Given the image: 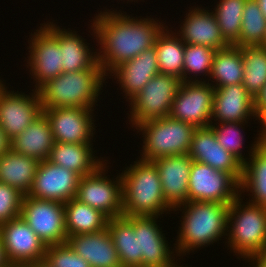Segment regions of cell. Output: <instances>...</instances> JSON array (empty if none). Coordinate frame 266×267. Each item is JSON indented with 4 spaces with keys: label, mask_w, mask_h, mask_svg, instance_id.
I'll use <instances>...</instances> for the list:
<instances>
[{
    "label": "cell",
    "mask_w": 266,
    "mask_h": 267,
    "mask_svg": "<svg viewBox=\"0 0 266 267\" xmlns=\"http://www.w3.org/2000/svg\"><path fill=\"white\" fill-rule=\"evenodd\" d=\"M126 14L106 9L94 16L90 26L101 45L97 62L107 76L120 64L154 46L157 36L167 27L153 18L135 19Z\"/></svg>",
    "instance_id": "6da1fadb"
},
{
    "label": "cell",
    "mask_w": 266,
    "mask_h": 267,
    "mask_svg": "<svg viewBox=\"0 0 266 267\" xmlns=\"http://www.w3.org/2000/svg\"><path fill=\"white\" fill-rule=\"evenodd\" d=\"M229 205L218 202L188 201L175 208L174 211L183 210L184 214L181 216L183 221L181 220V227L175 241L177 243L174 244L175 249L173 248L176 255H185L195 248L213 244L227 235Z\"/></svg>",
    "instance_id": "7a4b0ae2"
},
{
    "label": "cell",
    "mask_w": 266,
    "mask_h": 267,
    "mask_svg": "<svg viewBox=\"0 0 266 267\" xmlns=\"http://www.w3.org/2000/svg\"><path fill=\"white\" fill-rule=\"evenodd\" d=\"M107 76L97 62L91 69L61 73L41 85L37 91L42 109L51 108H89L93 105L102 90Z\"/></svg>",
    "instance_id": "3957f363"
},
{
    "label": "cell",
    "mask_w": 266,
    "mask_h": 267,
    "mask_svg": "<svg viewBox=\"0 0 266 267\" xmlns=\"http://www.w3.org/2000/svg\"><path fill=\"white\" fill-rule=\"evenodd\" d=\"M120 174L123 216L158 217L173 211L167 205L157 167L139 159Z\"/></svg>",
    "instance_id": "277c9868"
},
{
    "label": "cell",
    "mask_w": 266,
    "mask_h": 267,
    "mask_svg": "<svg viewBox=\"0 0 266 267\" xmlns=\"http://www.w3.org/2000/svg\"><path fill=\"white\" fill-rule=\"evenodd\" d=\"M240 197L241 194L229 205L226 243L234 255L246 259L266 252V207L242 204Z\"/></svg>",
    "instance_id": "5b68a950"
},
{
    "label": "cell",
    "mask_w": 266,
    "mask_h": 267,
    "mask_svg": "<svg viewBox=\"0 0 266 267\" xmlns=\"http://www.w3.org/2000/svg\"><path fill=\"white\" fill-rule=\"evenodd\" d=\"M144 137L141 159L153 161L171 155L188 154L195 127L166 116L135 127Z\"/></svg>",
    "instance_id": "8992f818"
},
{
    "label": "cell",
    "mask_w": 266,
    "mask_h": 267,
    "mask_svg": "<svg viewBox=\"0 0 266 267\" xmlns=\"http://www.w3.org/2000/svg\"><path fill=\"white\" fill-rule=\"evenodd\" d=\"M182 80L174 75L158 73L133 97L129 122L136 127L149 120L169 116L174 97Z\"/></svg>",
    "instance_id": "52a82bcc"
},
{
    "label": "cell",
    "mask_w": 266,
    "mask_h": 267,
    "mask_svg": "<svg viewBox=\"0 0 266 267\" xmlns=\"http://www.w3.org/2000/svg\"><path fill=\"white\" fill-rule=\"evenodd\" d=\"M20 216L46 246L66 243L64 203L24 195Z\"/></svg>",
    "instance_id": "ba28073f"
},
{
    "label": "cell",
    "mask_w": 266,
    "mask_h": 267,
    "mask_svg": "<svg viewBox=\"0 0 266 267\" xmlns=\"http://www.w3.org/2000/svg\"><path fill=\"white\" fill-rule=\"evenodd\" d=\"M188 191L189 201L231 204L240 195V183L227 172L193 161Z\"/></svg>",
    "instance_id": "9c48e42d"
},
{
    "label": "cell",
    "mask_w": 266,
    "mask_h": 267,
    "mask_svg": "<svg viewBox=\"0 0 266 267\" xmlns=\"http://www.w3.org/2000/svg\"><path fill=\"white\" fill-rule=\"evenodd\" d=\"M36 30L30 40L28 65L35 81V90L51 78L63 73L61 48L58 42V26L45 23Z\"/></svg>",
    "instance_id": "30bf717a"
},
{
    "label": "cell",
    "mask_w": 266,
    "mask_h": 267,
    "mask_svg": "<svg viewBox=\"0 0 266 267\" xmlns=\"http://www.w3.org/2000/svg\"><path fill=\"white\" fill-rule=\"evenodd\" d=\"M105 166L102 164L93 173L80 178L75 198L112 219L123 216L122 177L107 178Z\"/></svg>",
    "instance_id": "8fae6325"
},
{
    "label": "cell",
    "mask_w": 266,
    "mask_h": 267,
    "mask_svg": "<svg viewBox=\"0 0 266 267\" xmlns=\"http://www.w3.org/2000/svg\"><path fill=\"white\" fill-rule=\"evenodd\" d=\"M213 101L214 87L209 81H182L169 116L195 128L209 127Z\"/></svg>",
    "instance_id": "7c38bea8"
},
{
    "label": "cell",
    "mask_w": 266,
    "mask_h": 267,
    "mask_svg": "<svg viewBox=\"0 0 266 267\" xmlns=\"http://www.w3.org/2000/svg\"><path fill=\"white\" fill-rule=\"evenodd\" d=\"M0 236L11 267H24L45 258L47 246L21 216L1 224Z\"/></svg>",
    "instance_id": "4fadbf2b"
},
{
    "label": "cell",
    "mask_w": 266,
    "mask_h": 267,
    "mask_svg": "<svg viewBox=\"0 0 266 267\" xmlns=\"http://www.w3.org/2000/svg\"><path fill=\"white\" fill-rule=\"evenodd\" d=\"M0 88V127L12 140L43 112L37 90L30 95ZM25 94V95H24Z\"/></svg>",
    "instance_id": "5bb4252c"
},
{
    "label": "cell",
    "mask_w": 266,
    "mask_h": 267,
    "mask_svg": "<svg viewBox=\"0 0 266 267\" xmlns=\"http://www.w3.org/2000/svg\"><path fill=\"white\" fill-rule=\"evenodd\" d=\"M94 110L78 107L43 109L49 120L54 142L91 144L95 133L94 118L91 115Z\"/></svg>",
    "instance_id": "9a60e30c"
},
{
    "label": "cell",
    "mask_w": 266,
    "mask_h": 267,
    "mask_svg": "<svg viewBox=\"0 0 266 267\" xmlns=\"http://www.w3.org/2000/svg\"><path fill=\"white\" fill-rule=\"evenodd\" d=\"M81 176L48 160L39 162L28 196L66 203L76 197Z\"/></svg>",
    "instance_id": "2e32d148"
},
{
    "label": "cell",
    "mask_w": 266,
    "mask_h": 267,
    "mask_svg": "<svg viewBox=\"0 0 266 267\" xmlns=\"http://www.w3.org/2000/svg\"><path fill=\"white\" fill-rule=\"evenodd\" d=\"M188 155L193 161L231 174L241 183L243 164L218 143L211 126L195 129Z\"/></svg>",
    "instance_id": "e0dca14e"
},
{
    "label": "cell",
    "mask_w": 266,
    "mask_h": 267,
    "mask_svg": "<svg viewBox=\"0 0 266 267\" xmlns=\"http://www.w3.org/2000/svg\"><path fill=\"white\" fill-rule=\"evenodd\" d=\"M158 169L167 205L174 210L189 201L188 181L192 158L188 154L171 155L152 161Z\"/></svg>",
    "instance_id": "ac0fdd59"
},
{
    "label": "cell",
    "mask_w": 266,
    "mask_h": 267,
    "mask_svg": "<svg viewBox=\"0 0 266 267\" xmlns=\"http://www.w3.org/2000/svg\"><path fill=\"white\" fill-rule=\"evenodd\" d=\"M157 219L158 217L134 216V234L138 236L142 267H169L175 263V252L168 246Z\"/></svg>",
    "instance_id": "d6986e66"
},
{
    "label": "cell",
    "mask_w": 266,
    "mask_h": 267,
    "mask_svg": "<svg viewBox=\"0 0 266 267\" xmlns=\"http://www.w3.org/2000/svg\"><path fill=\"white\" fill-rule=\"evenodd\" d=\"M250 116L258 120L254 98L242 83L214 88L211 124L212 120L219 123L243 122L246 124L252 118Z\"/></svg>",
    "instance_id": "ffe728a7"
},
{
    "label": "cell",
    "mask_w": 266,
    "mask_h": 267,
    "mask_svg": "<svg viewBox=\"0 0 266 267\" xmlns=\"http://www.w3.org/2000/svg\"><path fill=\"white\" fill-rule=\"evenodd\" d=\"M158 73L156 48L152 46L114 68L110 75L113 74L112 76L117 78L125 98L128 99L126 101H130Z\"/></svg>",
    "instance_id": "44dd1931"
},
{
    "label": "cell",
    "mask_w": 266,
    "mask_h": 267,
    "mask_svg": "<svg viewBox=\"0 0 266 267\" xmlns=\"http://www.w3.org/2000/svg\"><path fill=\"white\" fill-rule=\"evenodd\" d=\"M185 18L181 31L175 33L185 44L205 45L215 50L230 45L221 35L213 11L195 7L189 10Z\"/></svg>",
    "instance_id": "7402d4cb"
},
{
    "label": "cell",
    "mask_w": 266,
    "mask_h": 267,
    "mask_svg": "<svg viewBox=\"0 0 266 267\" xmlns=\"http://www.w3.org/2000/svg\"><path fill=\"white\" fill-rule=\"evenodd\" d=\"M66 243L91 267H121L108 228L95 233L68 236Z\"/></svg>",
    "instance_id": "603a6c76"
},
{
    "label": "cell",
    "mask_w": 266,
    "mask_h": 267,
    "mask_svg": "<svg viewBox=\"0 0 266 267\" xmlns=\"http://www.w3.org/2000/svg\"><path fill=\"white\" fill-rule=\"evenodd\" d=\"M53 144L49 120L42 112L37 119L11 140V149L20 155L32 157L41 162L48 160Z\"/></svg>",
    "instance_id": "cb8c5ba5"
},
{
    "label": "cell",
    "mask_w": 266,
    "mask_h": 267,
    "mask_svg": "<svg viewBox=\"0 0 266 267\" xmlns=\"http://www.w3.org/2000/svg\"><path fill=\"white\" fill-rule=\"evenodd\" d=\"M93 153L92 144L54 142L48 161L65 169L72 170L83 177L93 173L100 165L108 161H101Z\"/></svg>",
    "instance_id": "d4e9b609"
},
{
    "label": "cell",
    "mask_w": 266,
    "mask_h": 267,
    "mask_svg": "<svg viewBox=\"0 0 266 267\" xmlns=\"http://www.w3.org/2000/svg\"><path fill=\"white\" fill-rule=\"evenodd\" d=\"M256 140L247 157L249 162L243 164L240 194L249 191L252 193L249 202L266 207V144Z\"/></svg>",
    "instance_id": "484cf974"
},
{
    "label": "cell",
    "mask_w": 266,
    "mask_h": 267,
    "mask_svg": "<svg viewBox=\"0 0 266 267\" xmlns=\"http://www.w3.org/2000/svg\"><path fill=\"white\" fill-rule=\"evenodd\" d=\"M39 161L10 149L0 156V183L28 195L32 189Z\"/></svg>",
    "instance_id": "4316f807"
},
{
    "label": "cell",
    "mask_w": 266,
    "mask_h": 267,
    "mask_svg": "<svg viewBox=\"0 0 266 267\" xmlns=\"http://www.w3.org/2000/svg\"><path fill=\"white\" fill-rule=\"evenodd\" d=\"M107 228L118 252L121 267H142L138 236L134 234V216L109 219Z\"/></svg>",
    "instance_id": "83f0119b"
},
{
    "label": "cell",
    "mask_w": 266,
    "mask_h": 267,
    "mask_svg": "<svg viewBox=\"0 0 266 267\" xmlns=\"http://www.w3.org/2000/svg\"><path fill=\"white\" fill-rule=\"evenodd\" d=\"M74 32L61 29L58 25L63 73L91 69L97 63V52L93 53L88 48L89 43L84 42V38Z\"/></svg>",
    "instance_id": "f1b7e54d"
},
{
    "label": "cell",
    "mask_w": 266,
    "mask_h": 267,
    "mask_svg": "<svg viewBox=\"0 0 266 267\" xmlns=\"http://www.w3.org/2000/svg\"><path fill=\"white\" fill-rule=\"evenodd\" d=\"M64 208L67 237L95 233L107 228L109 218L105 214L76 198L64 203Z\"/></svg>",
    "instance_id": "f546056e"
},
{
    "label": "cell",
    "mask_w": 266,
    "mask_h": 267,
    "mask_svg": "<svg viewBox=\"0 0 266 267\" xmlns=\"http://www.w3.org/2000/svg\"><path fill=\"white\" fill-rule=\"evenodd\" d=\"M243 59L241 47L229 45L215 52L210 78L216 82L214 88L241 84L243 81Z\"/></svg>",
    "instance_id": "4dcf8cb0"
},
{
    "label": "cell",
    "mask_w": 266,
    "mask_h": 267,
    "mask_svg": "<svg viewBox=\"0 0 266 267\" xmlns=\"http://www.w3.org/2000/svg\"><path fill=\"white\" fill-rule=\"evenodd\" d=\"M154 46L159 72L174 75L183 81L185 43L175 32H169L166 28L157 36Z\"/></svg>",
    "instance_id": "1f68e13d"
},
{
    "label": "cell",
    "mask_w": 266,
    "mask_h": 267,
    "mask_svg": "<svg viewBox=\"0 0 266 267\" xmlns=\"http://www.w3.org/2000/svg\"><path fill=\"white\" fill-rule=\"evenodd\" d=\"M241 53L244 70L242 84L255 98L266 84V49L260 46H243Z\"/></svg>",
    "instance_id": "d6a6232c"
},
{
    "label": "cell",
    "mask_w": 266,
    "mask_h": 267,
    "mask_svg": "<svg viewBox=\"0 0 266 267\" xmlns=\"http://www.w3.org/2000/svg\"><path fill=\"white\" fill-rule=\"evenodd\" d=\"M247 0H220L213 13L216 16L221 35L234 45L240 39L242 16Z\"/></svg>",
    "instance_id": "836d02e7"
},
{
    "label": "cell",
    "mask_w": 266,
    "mask_h": 267,
    "mask_svg": "<svg viewBox=\"0 0 266 267\" xmlns=\"http://www.w3.org/2000/svg\"><path fill=\"white\" fill-rule=\"evenodd\" d=\"M266 35V19L256 0H247L243 10L240 39L234 44L260 46Z\"/></svg>",
    "instance_id": "e575fe53"
},
{
    "label": "cell",
    "mask_w": 266,
    "mask_h": 267,
    "mask_svg": "<svg viewBox=\"0 0 266 267\" xmlns=\"http://www.w3.org/2000/svg\"><path fill=\"white\" fill-rule=\"evenodd\" d=\"M215 52L216 50L209 46L185 44L183 81H201L196 79V76H201V74L209 77ZM190 74H193L192 76L195 75V80H193L192 76L189 77Z\"/></svg>",
    "instance_id": "d590c367"
},
{
    "label": "cell",
    "mask_w": 266,
    "mask_h": 267,
    "mask_svg": "<svg viewBox=\"0 0 266 267\" xmlns=\"http://www.w3.org/2000/svg\"><path fill=\"white\" fill-rule=\"evenodd\" d=\"M216 124V126H215ZM218 122L211 124L215 137L218 141V143L227 151H229L234 157H236L242 164L247 162L246 157L242 155V145L244 136L242 135L241 130L243 131L242 125L243 122L239 123H232V122H225L220 123ZM239 126V127H238Z\"/></svg>",
    "instance_id": "8d00e7d4"
},
{
    "label": "cell",
    "mask_w": 266,
    "mask_h": 267,
    "mask_svg": "<svg viewBox=\"0 0 266 267\" xmlns=\"http://www.w3.org/2000/svg\"><path fill=\"white\" fill-rule=\"evenodd\" d=\"M44 260L52 267H91L67 243L48 245Z\"/></svg>",
    "instance_id": "74e56055"
},
{
    "label": "cell",
    "mask_w": 266,
    "mask_h": 267,
    "mask_svg": "<svg viewBox=\"0 0 266 267\" xmlns=\"http://www.w3.org/2000/svg\"><path fill=\"white\" fill-rule=\"evenodd\" d=\"M23 197L18 189L0 183V225L21 215Z\"/></svg>",
    "instance_id": "f35d334b"
},
{
    "label": "cell",
    "mask_w": 266,
    "mask_h": 267,
    "mask_svg": "<svg viewBox=\"0 0 266 267\" xmlns=\"http://www.w3.org/2000/svg\"><path fill=\"white\" fill-rule=\"evenodd\" d=\"M254 107L257 117L266 110V84L254 98Z\"/></svg>",
    "instance_id": "ab89813d"
},
{
    "label": "cell",
    "mask_w": 266,
    "mask_h": 267,
    "mask_svg": "<svg viewBox=\"0 0 266 267\" xmlns=\"http://www.w3.org/2000/svg\"><path fill=\"white\" fill-rule=\"evenodd\" d=\"M11 149V140L6 136L5 131L0 127V156Z\"/></svg>",
    "instance_id": "60d3db41"
},
{
    "label": "cell",
    "mask_w": 266,
    "mask_h": 267,
    "mask_svg": "<svg viewBox=\"0 0 266 267\" xmlns=\"http://www.w3.org/2000/svg\"><path fill=\"white\" fill-rule=\"evenodd\" d=\"M244 260H246L247 262L250 261L251 263H249V264H252L253 267H266V252L259 254V255L251 256V257L246 258ZM249 267H251V266H249Z\"/></svg>",
    "instance_id": "b9f144b4"
},
{
    "label": "cell",
    "mask_w": 266,
    "mask_h": 267,
    "mask_svg": "<svg viewBox=\"0 0 266 267\" xmlns=\"http://www.w3.org/2000/svg\"><path fill=\"white\" fill-rule=\"evenodd\" d=\"M258 120H260V125L262 126V128L260 127V131L258 135V140L260 141V143L262 144H266V110L258 117Z\"/></svg>",
    "instance_id": "7bdbcfd3"
},
{
    "label": "cell",
    "mask_w": 266,
    "mask_h": 267,
    "mask_svg": "<svg viewBox=\"0 0 266 267\" xmlns=\"http://www.w3.org/2000/svg\"><path fill=\"white\" fill-rule=\"evenodd\" d=\"M0 267H11L5 254L1 236H0Z\"/></svg>",
    "instance_id": "ee69618b"
},
{
    "label": "cell",
    "mask_w": 266,
    "mask_h": 267,
    "mask_svg": "<svg viewBox=\"0 0 266 267\" xmlns=\"http://www.w3.org/2000/svg\"><path fill=\"white\" fill-rule=\"evenodd\" d=\"M24 267H52L51 265L48 264V262H46L44 259L41 261H37L35 263L29 264L27 266Z\"/></svg>",
    "instance_id": "f6af8a7d"
},
{
    "label": "cell",
    "mask_w": 266,
    "mask_h": 267,
    "mask_svg": "<svg viewBox=\"0 0 266 267\" xmlns=\"http://www.w3.org/2000/svg\"><path fill=\"white\" fill-rule=\"evenodd\" d=\"M258 2V5L266 19V0H256Z\"/></svg>",
    "instance_id": "bcb514c9"
},
{
    "label": "cell",
    "mask_w": 266,
    "mask_h": 267,
    "mask_svg": "<svg viewBox=\"0 0 266 267\" xmlns=\"http://www.w3.org/2000/svg\"><path fill=\"white\" fill-rule=\"evenodd\" d=\"M260 47H262V48H265V49H266V35H265V37H264V40L262 41V43H261Z\"/></svg>",
    "instance_id": "7dc6e473"
},
{
    "label": "cell",
    "mask_w": 266,
    "mask_h": 267,
    "mask_svg": "<svg viewBox=\"0 0 266 267\" xmlns=\"http://www.w3.org/2000/svg\"><path fill=\"white\" fill-rule=\"evenodd\" d=\"M177 261L173 264V265H171V266H169V267H177Z\"/></svg>",
    "instance_id": "c3c4849f"
},
{
    "label": "cell",
    "mask_w": 266,
    "mask_h": 267,
    "mask_svg": "<svg viewBox=\"0 0 266 267\" xmlns=\"http://www.w3.org/2000/svg\"><path fill=\"white\" fill-rule=\"evenodd\" d=\"M4 85L3 81L0 80V88Z\"/></svg>",
    "instance_id": "681fc988"
}]
</instances>
